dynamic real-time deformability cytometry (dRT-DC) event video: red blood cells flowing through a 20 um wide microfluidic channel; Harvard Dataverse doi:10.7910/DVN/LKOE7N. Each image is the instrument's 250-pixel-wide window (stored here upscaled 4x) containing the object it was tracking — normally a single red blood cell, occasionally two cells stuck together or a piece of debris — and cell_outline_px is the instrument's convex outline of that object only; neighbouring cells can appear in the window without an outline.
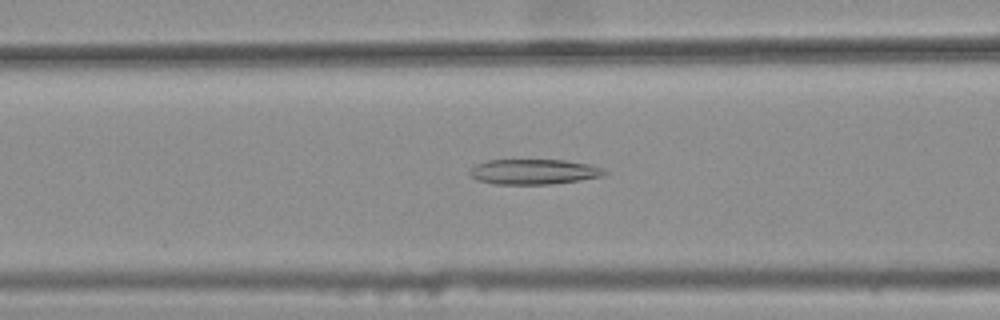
{"species": "common noctule bat (a hibernating species)", "species_latin": "Nyctalus noctula", "temperature_condition": "warm", "stored_images_in_passage": 42, "camera_frame_rate_fps": 3000, "um_per_image_px": 0.085, "animal": {"sex": "female", "body_mass_g": 25.1}, "frame": {"image": 1, "passage_image": 17, "time_ms": 5.333, "image_size_px": [1000, 320], "cell_outline_px": [[608, 172], [600, 176], [580, 180], [552, 184], [492, 184], [476, 180], [468, 172], [476, 164], [488, 160], [568, 160], [592, 164]], "centroid_in_image_um": [45.36, 14.59], "position_along_channel_um": 121.2, "area_um2": 19.83}}
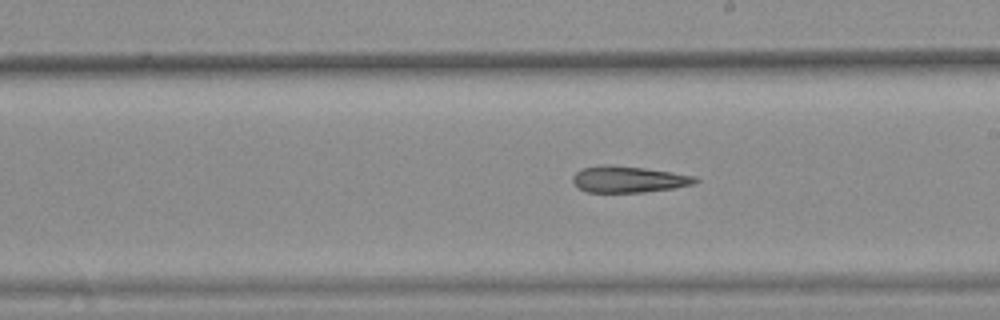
{"frame": {"image": 2, "passage_image": 26, "time_ms": 8.333, "image_size_px": [1000, 320], "cell_outline_px": [[700, 180], [696, 184], [672, 188], [644, 192], [588, 192], [580, 188], [572, 180], [572, 176], [576, 172], [584, 168], [596, 164], [612, 164], [644, 168], [672, 172], [696, 176]], "centroid_in_image_um": [53.45, 15.22], "position_along_channel_um": 235.6, "area_um2": 18.96}}
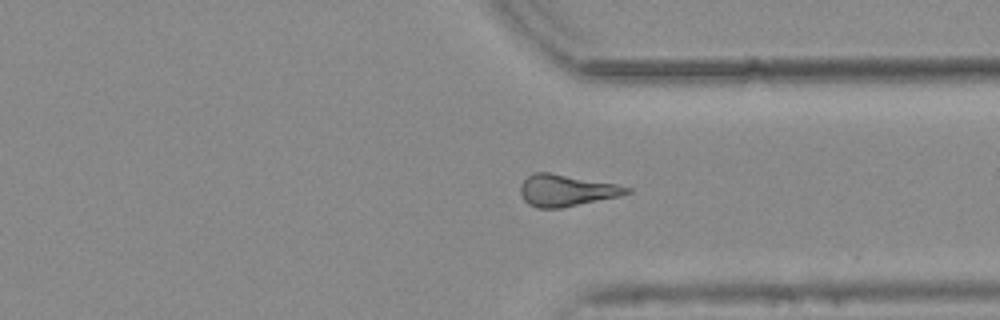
{"frame": {"image": 3, "passage_image": 36, "time_ms": 11.667, "image_size_px": [1000, 320], "cell_outline_px": [[632, 192], [620, 196], [560, 208], [536, 208], [528, 204], [524, 200], [520, 192], [520, 184], [532, 172], [548, 172], [616, 184], [632, 188]], "centroid_in_image_um": [48.12, 16.18], "position_along_channel_um": 363.3, "area_um2": 19.59}}